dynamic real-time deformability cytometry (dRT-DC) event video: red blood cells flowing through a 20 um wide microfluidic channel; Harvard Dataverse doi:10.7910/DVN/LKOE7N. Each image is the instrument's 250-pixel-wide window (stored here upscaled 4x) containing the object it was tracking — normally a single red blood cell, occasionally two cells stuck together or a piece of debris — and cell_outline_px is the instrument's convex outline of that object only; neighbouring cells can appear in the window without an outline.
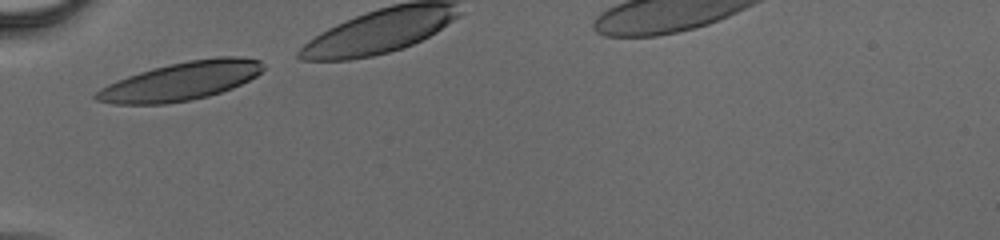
{"species": "human", "species_latin": "Homo sapiens", "temperature_condition": "cold", "stored_images_in_passage": 6, "camera_frame_rate_fps": 3000, "um_per_image_px": 0.085, "donor": {"sex": "male"}, "frame": {"image": 1, "passage_image": 1, "time_ms": 0.0, "image_size_px": [1000, 240], "cell_outline_px": [[264, 68], [256, 76], [232, 88], [208, 96], [188, 100], [164, 104], [112, 104], [96, 100], [92, 96], [100, 88], [108, 84], [128, 76], [152, 68], [168, 64], [188, 60], [220, 56], [236, 56], [260, 60]], "centroid_in_image_um": [15.36, 6.89], "position_along_channel_um": 69.6, "area_um2": 37.17}}
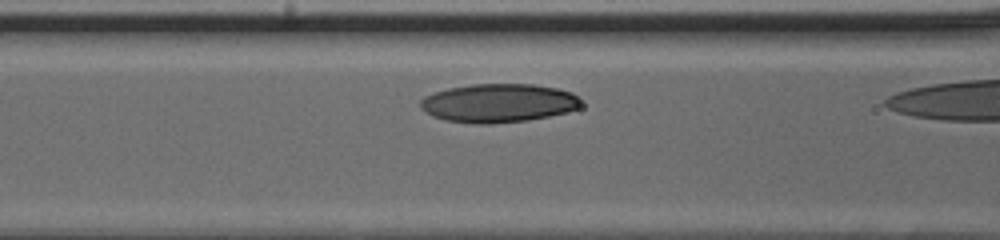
{"frame": {"image": 2, "passage_image": 5, "time_ms": 1.333, "image_size_px": [1000, 240], "cell_outline_px": [[580, 104], [576, 108], [568, 112], [528, 120], [492, 124], [476, 124], [444, 120], [432, 116], [420, 108], [420, 100], [424, 96], [448, 88], [472, 84], [532, 84], [556, 88], [572, 92], [580, 96]], "centroid_in_image_um": [42.35, 8.76], "position_along_channel_um": 124.2, "area_um2": 36.3}}